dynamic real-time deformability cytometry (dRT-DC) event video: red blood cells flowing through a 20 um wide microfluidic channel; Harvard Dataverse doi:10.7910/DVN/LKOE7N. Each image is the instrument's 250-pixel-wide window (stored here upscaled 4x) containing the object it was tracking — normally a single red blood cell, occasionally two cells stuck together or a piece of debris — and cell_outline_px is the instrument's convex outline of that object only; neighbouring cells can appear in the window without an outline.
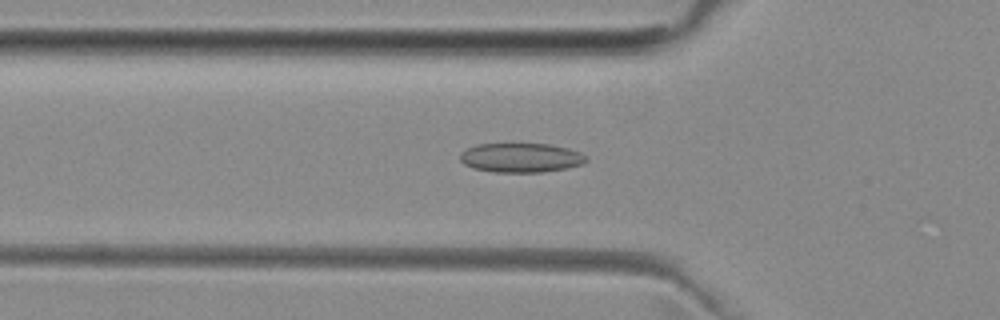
{"species": "common noctule bat (a hibernating species)", "species_latin": "Nyctalus noctula", "temperature_condition": "room temperature", "stored_images_in_passage": 39, "camera_frame_rate_fps": 3000, "um_per_image_px": 0.085, "animal": {"sex": "female", "body_mass_g": 29.2, "forearm_length_mm": 56.3}, "frame": {"image": 1, "passage_image": 5, "time_ms": 1.333, "image_size_px": [1000, 320], "cell_outline_px": [[588, 160], [584, 164], [568, 168], [544, 172], [492, 172], [472, 168], [464, 164], [460, 160], [460, 152], [476, 144], [548, 144], [568, 148], [580, 152]], "centroid_in_image_um": [44.27, 13.41], "position_along_channel_um": 81.5, "area_um2": 21.68}}
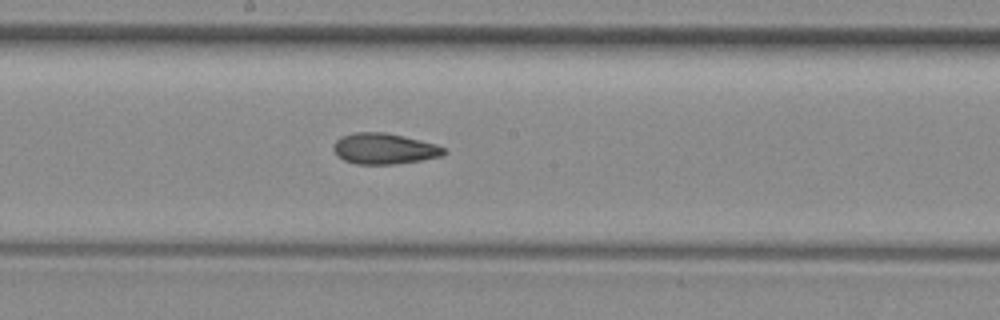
{"frame": {"image": 2, "passage_image": 15, "time_ms": 4.667, "image_size_px": [1000, 320], "cell_outline_px": [[448, 152], [444, 156], [396, 164], [356, 164], [344, 160], [336, 156], [332, 148], [336, 140], [340, 136], [356, 132], [384, 132], [404, 136], [436, 144], [444, 148]], "centroid_in_image_um": [32.65, 12.64], "position_along_channel_um": 215.6, "area_um2": 20.06}}
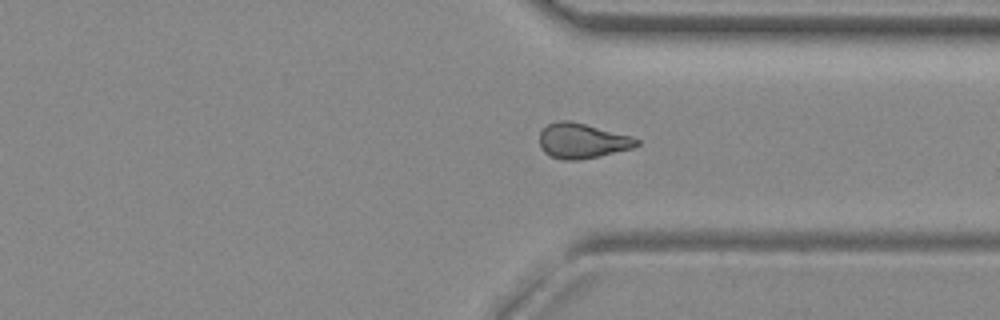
{"frame": {"image": 3, "passage_image": 26, "time_ms": 8.333, "image_size_px": [1000, 320], "cell_outline_px": [[640, 144], [632, 148], [596, 156], [576, 160], [560, 160], [548, 156], [540, 148], [540, 132], [548, 124], [560, 120], [568, 120], [632, 136], [640, 140]], "centroid_in_image_um": [49.45, 11.97], "position_along_channel_um": 361.9, "area_um2": 19.71}, "authors_computed_cell_mechanics": {"area_um2": 19.8254, "velocity_mm_per_s": 3.9916, "shape_relaxation_time_tau1_ms": null, "shape_relaxation_time_tau2_ms": 2.8002, "deformation_change_tau1": null, "deformation_change_tau2": 0.088}}